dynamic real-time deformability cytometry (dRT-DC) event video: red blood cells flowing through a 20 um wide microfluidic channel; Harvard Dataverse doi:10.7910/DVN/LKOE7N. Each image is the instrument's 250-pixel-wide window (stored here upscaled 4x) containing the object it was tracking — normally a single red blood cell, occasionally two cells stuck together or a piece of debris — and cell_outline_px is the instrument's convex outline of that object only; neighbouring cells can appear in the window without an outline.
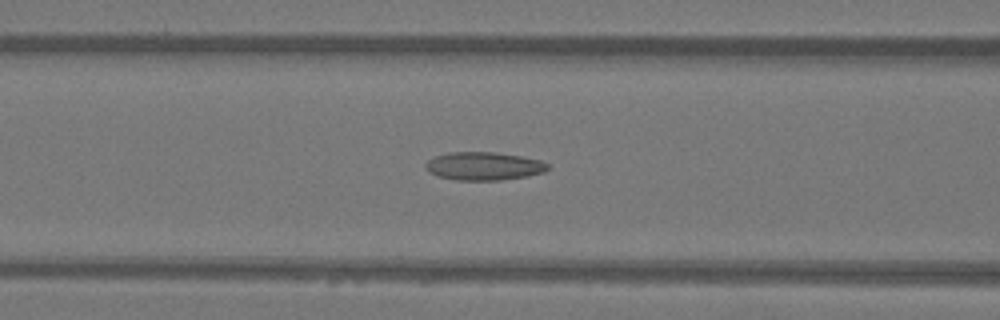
{"species": "Egyptian fruit bat (a non-hibernating species)", "species_latin": "Rousettus aegyptiacus", "temperature_condition": "warm", "stored_images_in_passage": 31, "camera_frame_rate_fps": 3000, "um_per_image_px": 0.085, "animal": {"sex": "female"}, "frame": {"image": 1, "passage_image": 10, "time_ms": 3.0, "image_size_px": [1000, 320], "cell_outline_px": [[548, 168], [544, 172], [528, 176], [500, 180], [456, 180], [436, 176], [428, 172], [424, 164], [432, 156], [448, 152], [496, 152], [524, 156], [540, 160], [548, 164]], "centroid_in_image_um": [41.09, 14.11], "position_along_channel_um": 125.5, "area_um2": 20.35}}
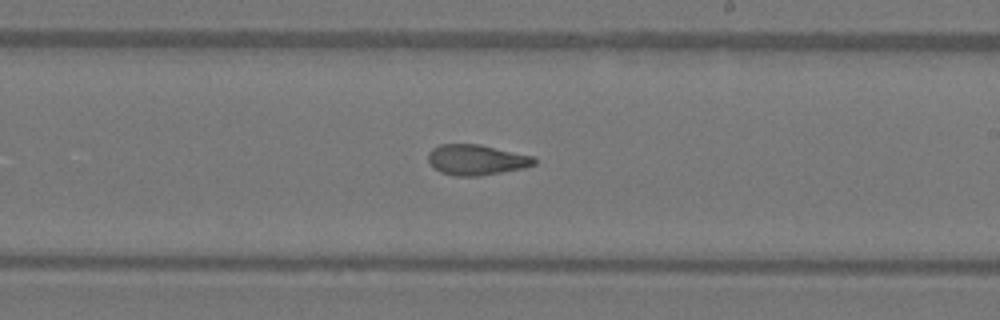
{"frame": {"image": 2, "passage_image": 19, "time_ms": 6.0, "image_size_px": [1000, 320], "cell_outline_px": [[536, 164], [524, 168], [480, 176], [456, 176], [440, 172], [428, 160], [428, 152], [432, 148], [440, 144], [480, 144], [536, 156]], "centroid_in_image_um": [40.54, 13.57], "position_along_channel_um": 248.5, "area_um2": 19.02}}
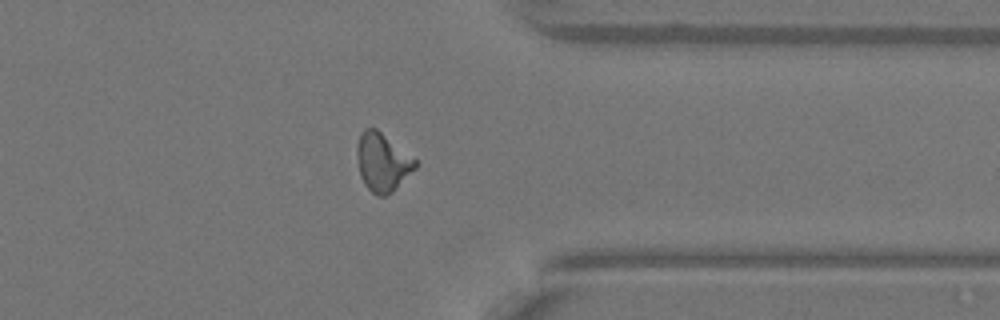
{"frame": {"image": 3, "passage_image": 29, "time_ms": 9.333, "image_size_px": [1000, 320], "cell_outline_px": [[416, 168], [392, 192], [384, 196], [376, 196], [364, 184], [360, 176], [356, 152], [356, 148], [360, 132], [364, 128], [376, 128], [416, 160]], "centroid_in_image_um": [32.47, 13.79], "position_along_channel_um": 378.9, "area_um2": 19.65}}